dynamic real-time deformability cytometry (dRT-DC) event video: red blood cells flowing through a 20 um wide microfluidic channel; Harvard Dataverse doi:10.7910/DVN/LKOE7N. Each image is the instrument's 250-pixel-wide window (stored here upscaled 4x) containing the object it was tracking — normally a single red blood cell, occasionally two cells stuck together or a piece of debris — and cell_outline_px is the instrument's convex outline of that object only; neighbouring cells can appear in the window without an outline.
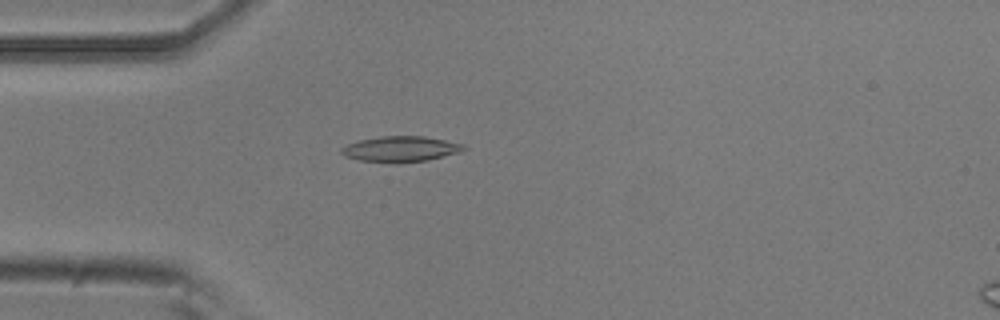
{"species": "common noctule bat (a hibernating species)", "species_latin": "Nyctalus noctula", "temperature_condition": "room temperature", "stored_images_in_passage": 54, "camera_frame_rate_fps": 3000, "um_per_image_px": 0.085, "animal": {"sex": "male", "body_mass_g": 20.5, "forearm_length_mm": 52.5}, "frame": {"image": 1, "passage_image": 15, "time_ms": 4.667, "image_size_px": [1000, 320], "cell_outline_px": [[468, 148], [460, 152], [428, 160], [396, 164], [360, 160], [344, 156], [340, 152], [340, 148], [348, 144], [360, 140], [380, 136], [424, 136], [464, 144]], "centroid_in_image_um": [34.05, 12.68], "position_along_channel_um": 50.9, "area_um2": 18.44}}
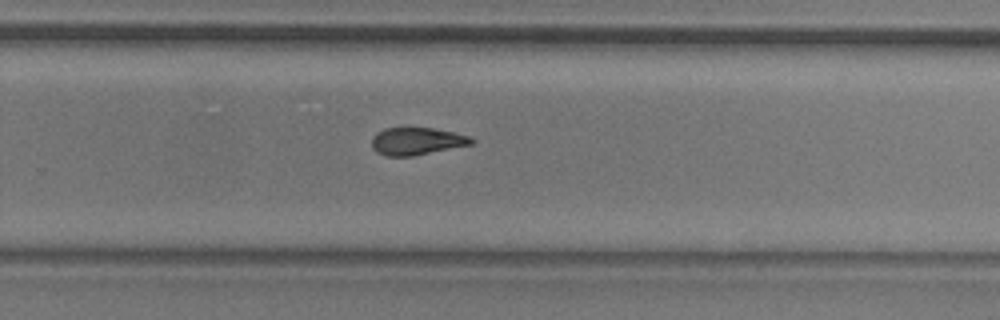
{"frame": {"image": 2, "passage_image": 35, "time_ms": 11.333, "image_size_px": [1000, 320], "cell_outline_px": [[476, 140], [472, 144], [412, 156], [388, 156], [376, 152], [372, 148], [372, 136], [376, 132], [384, 128], [432, 128], [452, 132], [468, 136]], "centroid_in_image_um": [35.38, 12.0], "position_along_channel_um": 294.4, "area_um2": 15.84}}
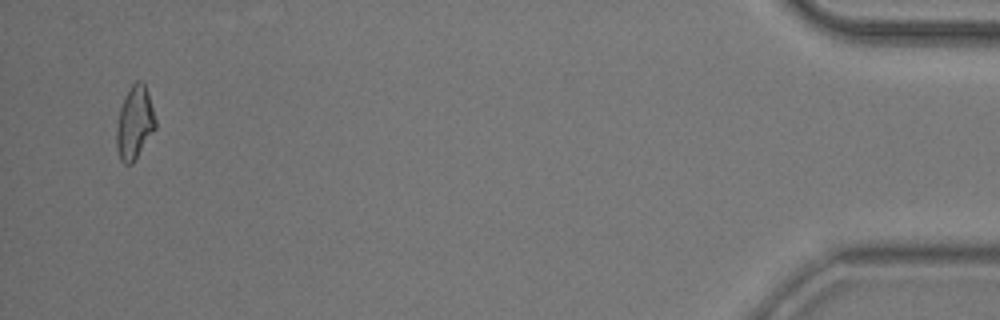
{"frame": {"image": 3, "passage_image": 52, "time_ms": 17.0, "image_size_px": [1000, 320], "cell_outline_px": [[156, 128], [132, 164], [124, 164], [120, 160], [116, 148], [116, 128], [120, 108], [124, 96], [132, 84], [136, 80], [140, 80], [144, 84], [156, 120]], "centroid_in_image_um": [11.42, 10.46], "position_along_channel_um": 423.8, "area_um2": 16.47}, "authors_computed_cell_mechanics": {"area_um2": 16.7042, "velocity_mm_per_s": 3.7693, "shape_relaxation_time_tau1_ms": 7.6164, "shape_relaxation_time_tau2_ms": 3.9705, "deformation_change_tau1": 0.1883, "deformation_change_tau2": 0.1097}}